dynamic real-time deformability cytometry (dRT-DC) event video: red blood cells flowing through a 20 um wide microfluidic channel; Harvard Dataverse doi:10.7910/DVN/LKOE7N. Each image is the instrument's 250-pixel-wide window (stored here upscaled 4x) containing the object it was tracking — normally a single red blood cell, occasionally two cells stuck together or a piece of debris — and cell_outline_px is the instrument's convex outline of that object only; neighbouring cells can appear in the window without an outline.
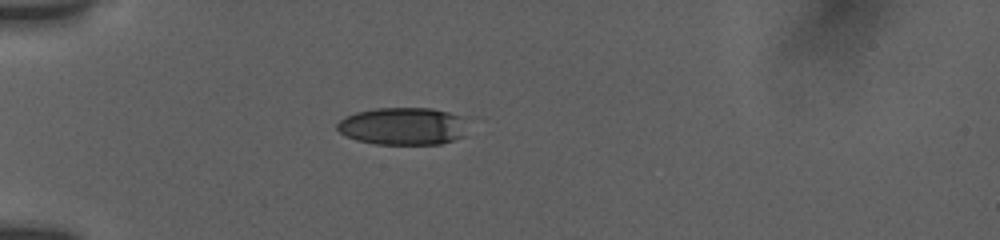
{"species": "human", "species_latin": "Homo sapiens", "temperature_condition": "room temperature", "stored_images_in_passage": 26, "camera_frame_rate_fps": 3000, "um_per_image_px": 0.085, "donor": {"sex": "female"}, "frame": {"image": 1, "passage_image": 1, "time_ms": 0.0, "image_size_px": [1000, 240], "cell_outline_px": [[464, 136], [440, 144], [376, 144], [356, 140], [340, 132], [336, 128], [336, 124], [344, 116], [356, 112], [376, 108], [432, 108], [448, 112], [460, 116]], "centroid_in_image_um": [34.16, 10.72], "position_along_channel_um": 50.8, "area_um2": 28.21}}
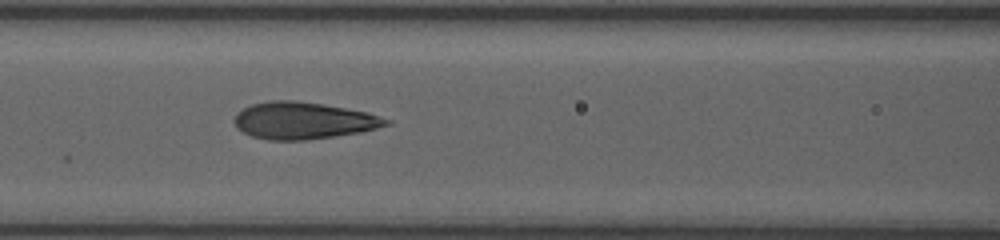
{"frame": {"image": 2, "passage_image": 17, "time_ms": 3.0, "image_size_px": [1000, 240], "cell_outline_px": [[392, 124], [360, 132], [304, 140], [268, 140], [252, 136], [236, 128], [232, 120], [236, 112], [252, 104], [268, 100], [296, 100], [344, 108], [364, 112], [392, 120]], "centroid_in_image_um": [25.72, 10.25], "position_along_channel_um": 140.9, "area_um2": 32.54}}
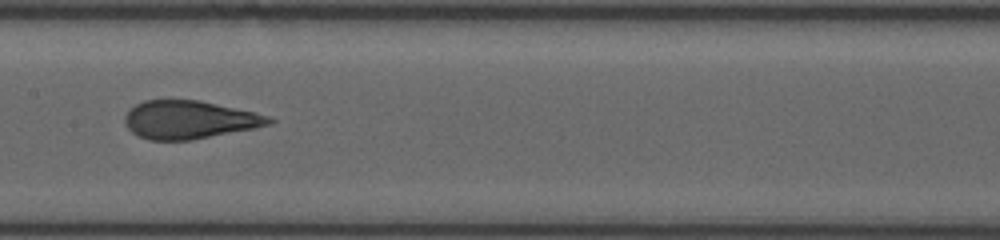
{"frame": {"image": 3, "passage_image": 25, "time_ms": 4.333, "image_size_px": [1000, 240], "cell_outline_px": [[276, 120], [268, 124], [252, 128], [192, 140], [148, 140], [132, 132], [124, 124], [124, 116], [128, 108], [144, 100], [200, 100], [252, 112], [268, 116]], "centroid_in_image_um": [16.01, 10.17], "position_along_channel_um": 191.4, "area_um2": 31.79}}